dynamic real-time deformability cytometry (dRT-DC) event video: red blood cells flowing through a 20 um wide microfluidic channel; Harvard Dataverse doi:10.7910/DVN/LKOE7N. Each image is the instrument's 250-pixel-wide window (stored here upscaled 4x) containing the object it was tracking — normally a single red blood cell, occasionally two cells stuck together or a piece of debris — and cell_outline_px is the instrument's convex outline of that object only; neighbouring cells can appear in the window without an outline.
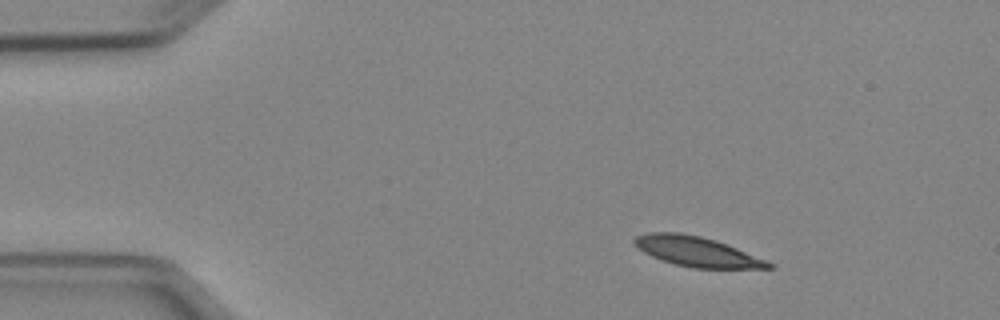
{"species": "Egyptian fruit bat (a non-hibernating species)", "species_latin": "Rousettus aegyptiacus", "temperature_condition": "cold", "stored_images_in_passage": 2, "camera_frame_rate_fps": 3000, "um_per_image_px": 0.085, "animal": {"sex": "female"}, "frame": {"image": 1, "passage_image": 1, "time_ms": 0.0, "image_size_px": [1000, 320], "cell_outline_px": [[776, 268], [692, 268], [676, 264], [652, 256], [644, 252], [632, 240], [636, 236], [648, 232], [680, 232], [700, 236], [716, 240], [768, 260]], "centroid_in_image_um": [59.27, 21.38], "position_along_channel_um": 25.7, "area_um2": 23.18}}